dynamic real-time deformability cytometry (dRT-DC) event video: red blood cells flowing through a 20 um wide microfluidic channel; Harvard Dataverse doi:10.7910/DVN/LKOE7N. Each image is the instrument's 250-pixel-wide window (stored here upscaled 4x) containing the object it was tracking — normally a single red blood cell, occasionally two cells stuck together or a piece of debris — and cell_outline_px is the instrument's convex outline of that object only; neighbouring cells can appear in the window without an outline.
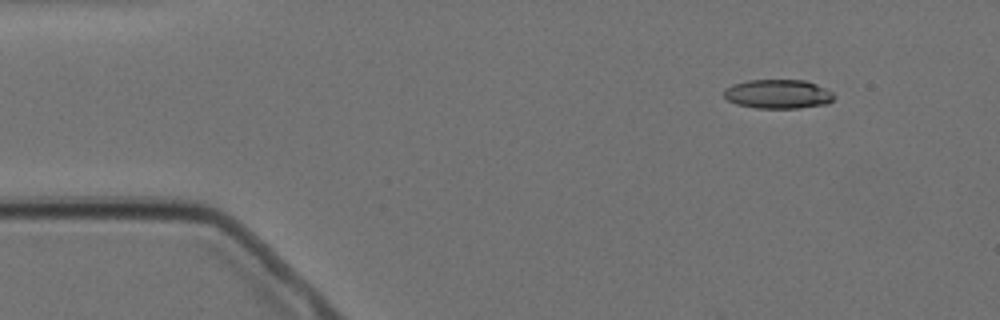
{"species": "Egyptian fruit bat (a non-hibernating species)", "species_latin": "Rousettus aegyptiacus", "temperature_condition": "cold", "stored_images_in_passage": 6, "camera_frame_rate_fps": 3000, "um_per_image_px": 0.085, "animal": {"sex": "female"}, "frame": {"image": 1, "passage_image": 2, "time_ms": 1.0, "image_size_px": [1000, 320], "cell_outline_px": [[836, 96], [828, 104], [800, 108], [756, 108], [736, 104], [728, 100], [724, 96], [724, 88], [732, 84], [748, 80], [804, 80], [816, 84], [832, 92]], "centroid_in_image_um": [66.13, 7.99], "position_along_channel_um": 18.9, "area_um2": 18.79}}